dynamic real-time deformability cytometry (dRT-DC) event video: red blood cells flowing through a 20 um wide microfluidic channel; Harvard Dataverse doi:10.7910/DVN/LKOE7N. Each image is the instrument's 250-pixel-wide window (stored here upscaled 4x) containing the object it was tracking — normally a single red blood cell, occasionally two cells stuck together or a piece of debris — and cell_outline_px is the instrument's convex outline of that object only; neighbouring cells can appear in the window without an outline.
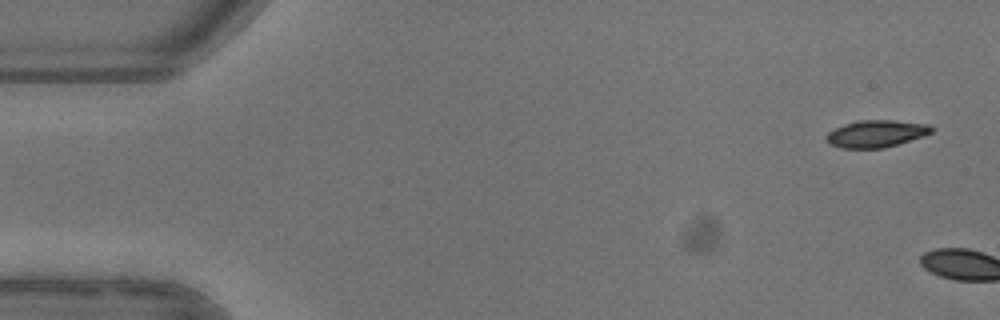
{"species": "common noctule bat (a hibernating species)", "species_latin": "Nyctalus noctula", "temperature_condition": "warm", "stored_images_in_passage": 2, "camera_frame_rate_fps": 3000, "um_per_image_px": 0.085, "animal": {"sex": "female"}, "frame": {"image": 1, "passage_image": 1, "time_ms": 0.0, "image_size_px": [1000, 320], "cell_outline_px": [[932, 132], [924, 136], [884, 148], [840, 148], [828, 144], [824, 136], [828, 132], [844, 124], [856, 120], [896, 120], [928, 124], [932, 128]], "centroid_in_image_um": [74.44, 11.36], "position_along_channel_um": 10.6, "area_um2": 16.76}}